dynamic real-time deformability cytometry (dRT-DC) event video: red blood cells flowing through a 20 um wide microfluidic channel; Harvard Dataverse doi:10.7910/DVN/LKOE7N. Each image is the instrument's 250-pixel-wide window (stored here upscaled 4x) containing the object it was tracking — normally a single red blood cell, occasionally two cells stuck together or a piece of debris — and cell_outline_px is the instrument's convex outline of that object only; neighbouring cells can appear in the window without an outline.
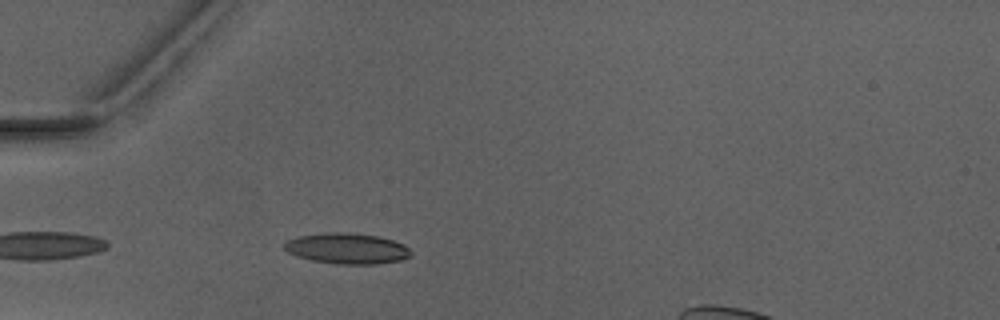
{"species": "Egyptian fruit bat (a non-hibernating species)", "species_latin": "Rousettus aegyptiacus", "temperature_condition": "warm", "stored_images_in_passage": 1, "camera_frame_rate_fps": 3000, "um_per_image_px": 0.085, "animal": {"sex": "male"}, "frame": {"image": 1, "passage_image": 1, "time_ms": 0.0, "image_size_px": [1000, 320], "cell_outline_px": [[412, 256], [400, 260], [376, 264], [336, 264], [312, 260], [296, 256], [288, 252], [284, 248], [284, 244], [288, 240], [300, 236], [328, 232], [348, 232], [380, 236], [404, 244], [412, 252]], "centroid_in_image_um": [29.52, 21.12], "position_along_channel_um": 55.5, "area_um2": 22.72}}